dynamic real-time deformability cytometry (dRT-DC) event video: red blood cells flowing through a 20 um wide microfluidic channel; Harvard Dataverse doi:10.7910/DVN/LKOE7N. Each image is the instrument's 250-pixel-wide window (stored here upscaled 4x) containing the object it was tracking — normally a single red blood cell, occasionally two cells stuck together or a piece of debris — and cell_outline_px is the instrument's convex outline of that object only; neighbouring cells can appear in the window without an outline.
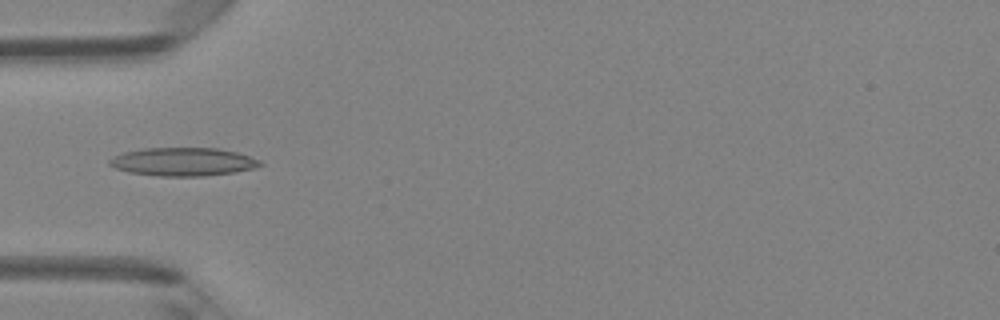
{"species": "Egyptian fruit bat (a non-hibernating species)", "species_latin": "Rousettus aegyptiacus", "temperature_condition": "room temperature", "stored_images_in_passage": 5, "camera_frame_rate_fps": 3000, "um_per_image_px": 0.085, "animal": {"sex": "female"}, "frame": {"image": 1, "passage_image": 4, "time_ms": 1.0, "image_size_px": [1000, 320], "cell_outline_px": [[264, 164], [252, 168], [236, 172], [204, 176], [160, 176], [128, 172], [116, 168], [108, 164], [108, 160], [112, 156], [124, 152], [144, 148], [216, 148], [236, 152], [260, 160]], "centroid_in_image_um": [15.53, 13.75], "position_along_channel_um": 69.5, "area_um2": 24.8}}
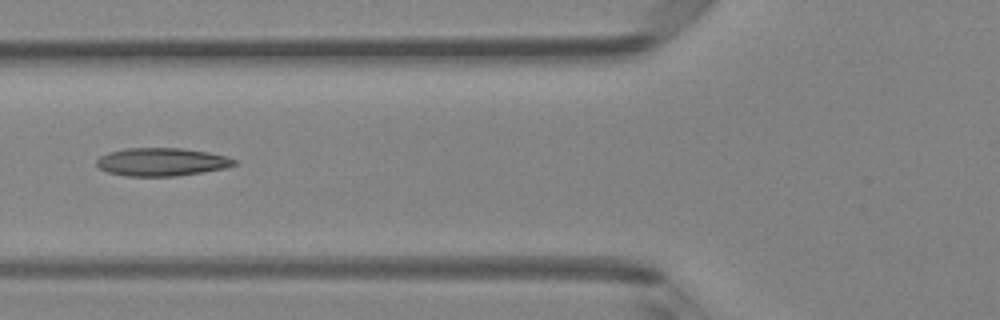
{"frame": {"image": 2, "passage_image": 5, "time_ms": 1.333, "image_size_px": [1000, 320], "cell_outline_px": [[236, 164], [224, 168], [176, 176], [124, 176], [108, 172], [100, 168], [96, 164], [96, 160], [100, 156], [108, 152], [128, 148], [180, 148], [208, 152], [228, 156], [236, 160]], "centroid_in_image_um": [13.72, 13.76], "position_along_channel_um": 112.1, "area_um2": 22.43}}